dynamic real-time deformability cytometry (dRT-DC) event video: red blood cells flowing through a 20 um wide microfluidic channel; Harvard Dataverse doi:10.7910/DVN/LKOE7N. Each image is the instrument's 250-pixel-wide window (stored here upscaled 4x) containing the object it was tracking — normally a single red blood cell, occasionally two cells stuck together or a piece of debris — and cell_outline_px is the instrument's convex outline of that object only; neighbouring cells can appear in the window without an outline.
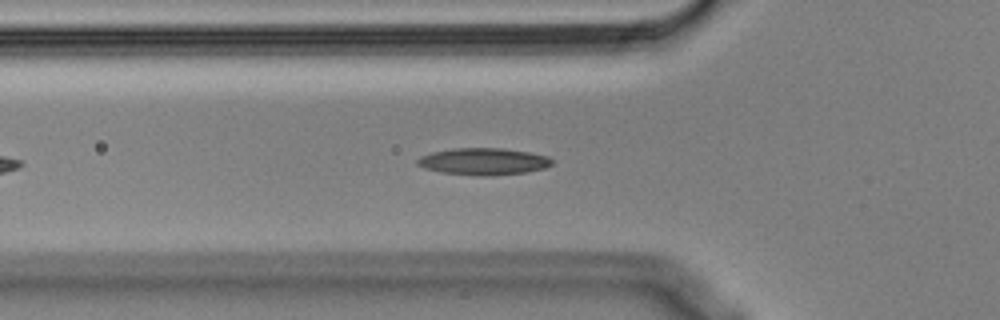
{"species": "Egyptian fruit bat (a non-hibernating species)", "species_latin": "Rousettus aegyptiacus", "temperature_condition": "cold", "stored_images_in_passage": 26, "camera_frame_rate_fps": 3000, "um_per_image_px": 0.085, "animal": {"sex": "male"}, "frame": {"image": 1, "passage_image": 8, "time_ms": 2.333, "image_size_px": [1000, 320], "cell_outline_px": [[552, 164], [544, 168], [524, 172], [488, 176], [484, 176], [440, 172], [424, 168], [416, 164], [416, 160], [420, 156], [432, 152], [452, 148], [504, 148], [528, 152], [548, 156], [552, 160]], "centroid_in_image_um": [41.06, 13.71], "position_along_channel_um": 84.7, "area_um2": 21.04}}
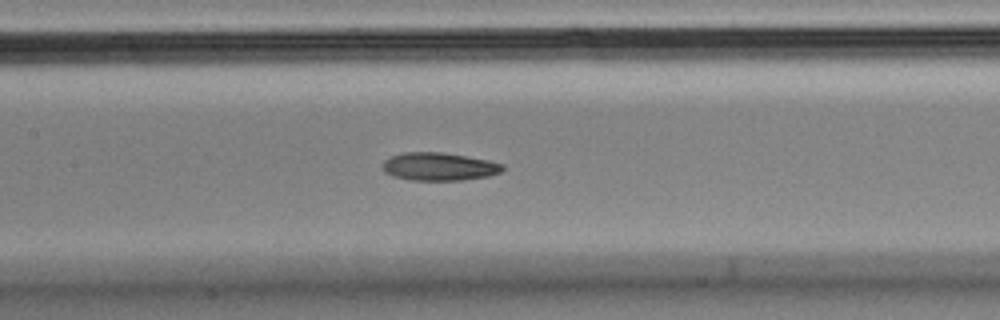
{"frame": {"image": 2, "passage_image": 15, "time_ms": 4.667, "image_size_px": [1000, 320], "cell_outline_px": [[504, 168], [500, 172], [488, 176], [460, 180], [412, 180], [392, 176], [384, 172], [384, 160], [392, 156], [404, 152], [444, 152], [488, 160], [504, 164]], "centroid_in_image_um": [37.33, 14.15], "position_along_channel_um": 170.1, "area_um2": 19.48}}
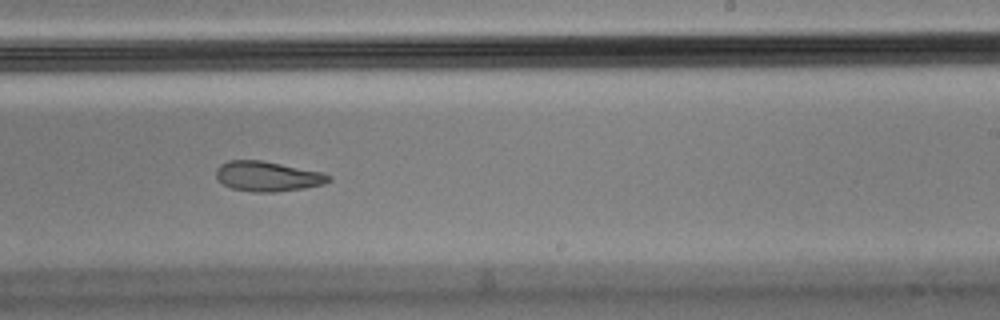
{"frame": {"image": 3, "passage_image": 23, "time_ms": 7.333, "image_size_px": [1000, 320], "cell_outline_px": [[332, 180], [324, 184], [304, 188], [276, 192], [252, 192], [232, 188], [224, 184], [216, 176], [216, 168], [220, 164], [228, 160], [260, 160], [320, 172], [332, 176]], "centroid_in_image_um": [22.74, 14.99], "position_along_channel_um": 266.3, "area_um2": 19.54}}